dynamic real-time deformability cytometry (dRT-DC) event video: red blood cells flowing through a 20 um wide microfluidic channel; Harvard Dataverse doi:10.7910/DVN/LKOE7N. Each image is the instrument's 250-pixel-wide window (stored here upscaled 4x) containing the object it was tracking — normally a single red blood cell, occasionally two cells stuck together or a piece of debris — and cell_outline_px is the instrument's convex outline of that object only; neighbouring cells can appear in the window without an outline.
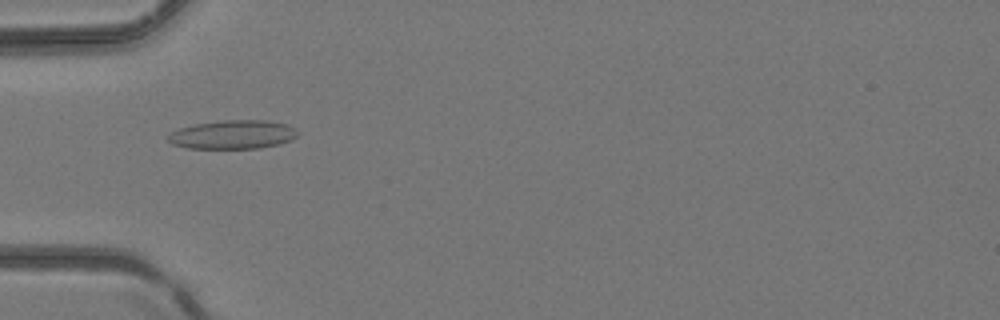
{"species": "common noctule bat (a hibernating species)", "species_latin": "Nyctalus noctula", "temperature_condition": "room temperature", "stored_images_in_passage": 44, "camera_frame_rate_fps": 3000, "um_per_image_px": 0.085, "animal": {"sex": "female", "body_mass_g": 24.6, "forearm_length_mm": 56.2}, "frame": {"image": 1, "passage_image": 15, "time_ms": 4.667, "image_size_px": [1000, 320], "cell_outline_px": [[300, 132], [292, 140], [260, 148], [188, 148], [172, 144], [168, 140], [168, 132], [180, 128], [196, 124], [224, 120], [264, 120], [288, 124], [296, 128]], "centroid_in_image_um": [19.81, 11.43], "position_along_channel_um": 65.2, "area_um2": 21.73}}
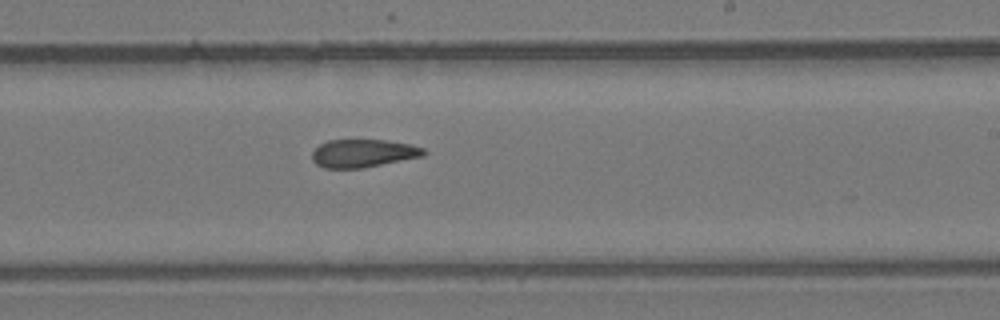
{"frame": {"image": 2, "passage_image": 27, "time_ms": 8.667, "image_size_px": [1000, 320], "cell_outline_px": [[428, 152], [424, 156], [364, 168], [324, 168], [316, 164], [312, 160], [312, 152], [320, 144], [328, 140], [388, 140], [408, 144], [424, 148]], "centroid_in_image_um": [30.88, 13.03], "position_along_channel_um": 258.1, "area_um2": 18.32}}
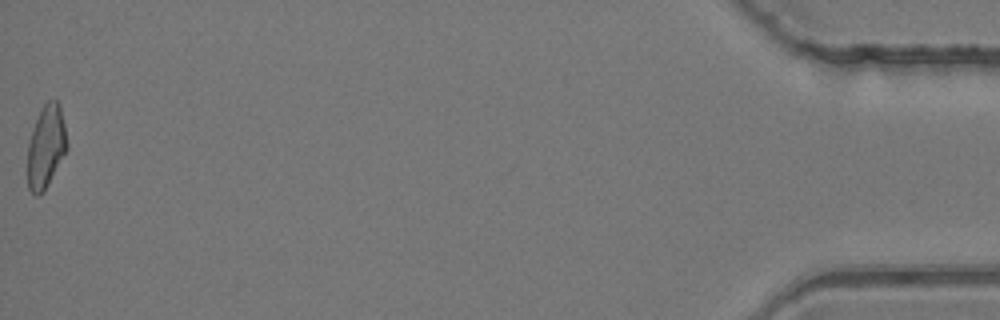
{"frame": {"image": 3, "passage_image": 44, "time_ms": 14.333, "image_size_px": [1000, 320], "cell_outline_px": [[68, 148], [44, 192], [36, 196], [28, 188], [28, 144], [40, 108], [48, 100], [56, 100], [60, 104], [68, 144]], "centroid_in_image_um": [3.92, 12.46], "position_along_channel_um": 431.3, "area_um2": 18.96}}